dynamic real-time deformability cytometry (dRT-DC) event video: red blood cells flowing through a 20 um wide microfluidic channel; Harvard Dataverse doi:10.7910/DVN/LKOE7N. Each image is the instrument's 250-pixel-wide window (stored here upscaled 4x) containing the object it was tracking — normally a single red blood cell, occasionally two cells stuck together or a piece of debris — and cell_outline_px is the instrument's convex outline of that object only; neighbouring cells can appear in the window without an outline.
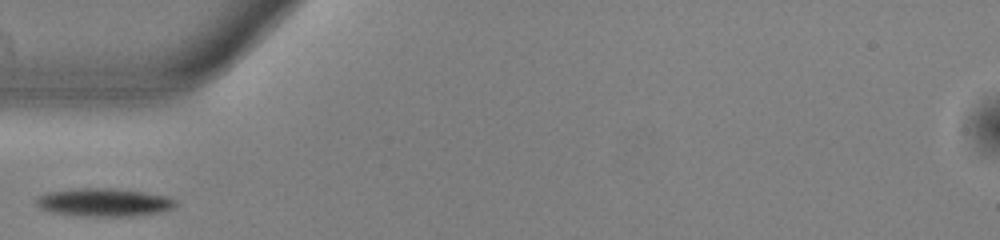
{"species": "common noctule bat (a hibernating species)", "species_latin": "Nyctalus noctula", "temperature_condition": "warm", "stored_images_in_passage": 37, "camera_frame_rate_fps": 3000, "um_per_image_px": 0.085, "animal": {"sex": "male", "body_mass_g": 13.0, "forearm_length_mm": 53.1}, "frame": {"image": 1, "passage_image": 1, "time_ms": 0.0, "image_size_px": [1000, 240], "cell_outline_px": [[180, 204], [172, 208], [160, 212], [132, 216], [80, 216], [52, 212], [40, 208], [36, 200], [40, 196], [48, 192], [76, 188], [112, 188], [144, 192], [168, 196], [176, 200]], "centroid_in_image_um": [8.89, 17.2], "position_along_channel_um": 76.1, "area_um2": 22.83}}
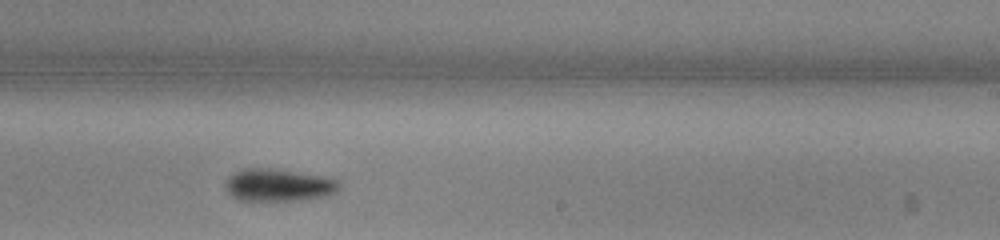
{"frame": {"image": 2, "passage_image": 16, "time_ms": 5.0, "image_size_px": [1000, 240], "cell_outline_px": [[340, 188], [336, 192], [328, 196], [300, 200], [236, 200], [228, 192], [224, 184], [232, 172], [244, 168], [268, 168], [324, 176], [340, 180]], "centroid_in_image_um": [23.68, 15.73], "position_along_channel_um": 265.3, "area_um2": 21.68}}
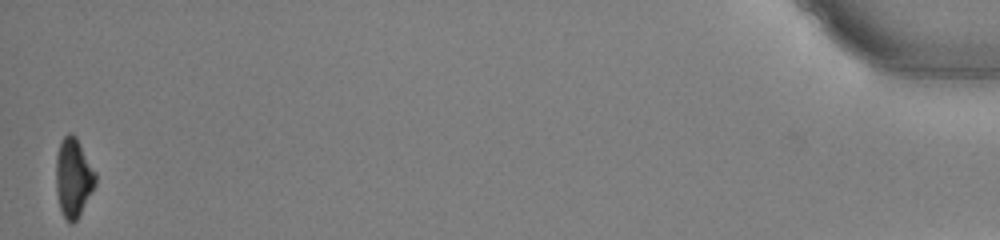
{"frame": {"image": 3, "passage_image": 37, "time_ms": 12.0, "image_size_px": [1000, 240], "cell_outline_px": [[96, 184], [92, 192], [76, 220], [72, 224], [64, 216], [60, 208], [56, 192], [56, 156], [60, 140], [68, 132], [72, 132], [76, 136], [96, 172]], "centroid_in_image_um": [6.23, 15.04], "position_along_channel_um": 429.0, "area_um2": 18.21}}